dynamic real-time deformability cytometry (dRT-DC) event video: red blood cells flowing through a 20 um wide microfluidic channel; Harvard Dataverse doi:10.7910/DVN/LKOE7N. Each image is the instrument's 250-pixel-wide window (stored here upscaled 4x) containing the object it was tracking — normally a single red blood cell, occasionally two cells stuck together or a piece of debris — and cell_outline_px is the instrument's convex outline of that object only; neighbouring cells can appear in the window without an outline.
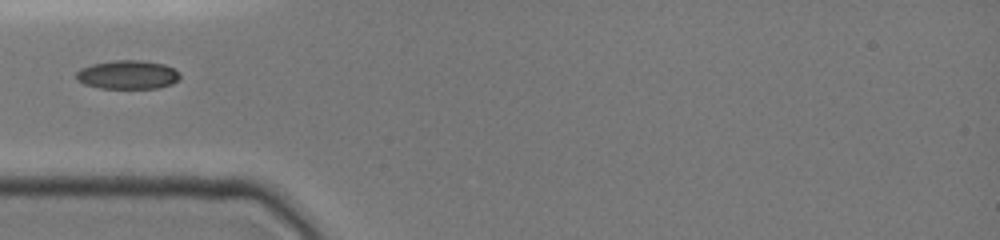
{"species": "common noctule bat (a hibernating species)", "species_latin": "Nyctalus noctula", "temperature_condition": "cold", "stored_images_in_passage": 15, "camera_frame_rate_fps": 3000, "um_per_image_px": 0.085, "animal": {"sex": "female", "body_mass_g": 19.0, "forearm_length_mm": 51.5}, "frame": {"image": 1, "passage_image": 1, "time_ms": 0.0, "image_size_px": [1000, 240], "cell_outline_px": [[180, 76], [172, 84], [156, 88], [100, 88], [84, 84], [76, 80], [76, 72], [80, 68], [92, 64], [112, 60], [140, 60], [164, 64], [180, 72]], "centroid_in_image_um": [10.82, 6.34], "position_along_channel_um": 74.2, "area_um2": 17.4}}
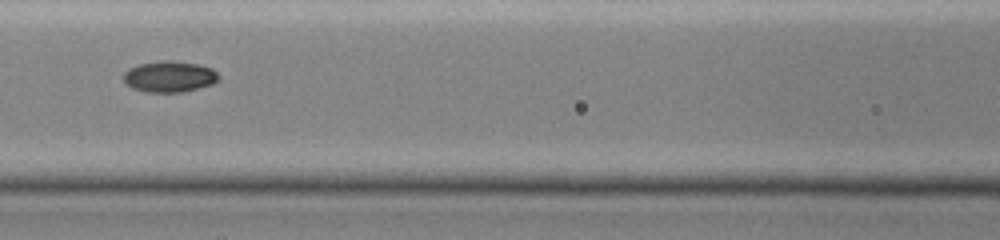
{"frame": {"image": 2, "passage_image": 10, "time_ms": 2.0, "image_size_px": [1000, 240], "cell_outline_px": [[220, 80], [212, 84], [180, 92], [148, 92], [132, 88], [124, 84], [124, 72], [128, 68], [140, 64], [164, 60], [172, 60], [200, 64], [212, 68], [220, 76]], "centroid_in_image_um": [14.4, 6.5], "position_along_channel_um": 152.2, "area_um2": 17.34}}
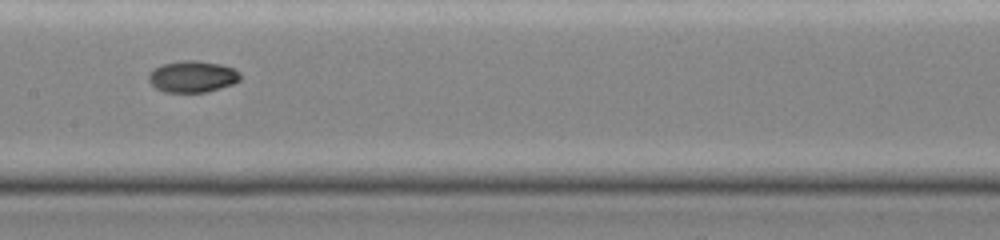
{"frame": {"image": 3, "passage_image": 14, "time_ms": 3.0, "image_size_px": [1000, 240], "cell_outline_px": [[240, 80], [232, 84], [208, 92], [164, 92], [156, 88], [148, 80], [148, 76], [152, 68], [164, 64], [180, 60], [196, 60], [220, 64], [236, 68], [240, 72]], "centroid_in_image_um": [16.37, 6.5], "position_along_channel_um": 191.0, "area_um2": 16.99}}